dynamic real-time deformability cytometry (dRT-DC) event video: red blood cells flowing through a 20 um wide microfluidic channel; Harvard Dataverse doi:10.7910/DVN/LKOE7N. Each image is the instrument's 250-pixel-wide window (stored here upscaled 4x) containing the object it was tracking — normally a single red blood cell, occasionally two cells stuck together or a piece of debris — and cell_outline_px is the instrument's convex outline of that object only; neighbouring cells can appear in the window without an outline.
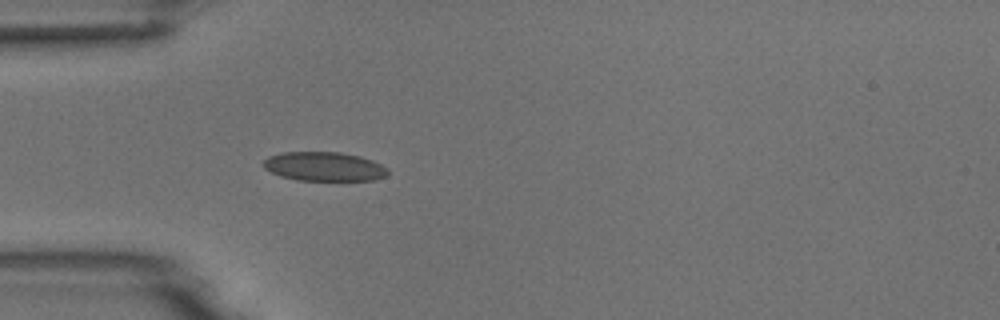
{"species": "common noctule bat (a hibernating species)", "species_latin": "Nyctalus noctula", "temperature_condition": "room temperature", "stored_images_in_passage": 4, "camera_frame_rate_fps": 3000, "um_per_image_px": 0.085, "animal": {"sex": "male", "body_mass_g": 18.8}, "frame": {"image": 1, "passage_image": 4, "time_ms": 4.333, "image_size_px": [1000, 320], "cell_outline_px": [[388, 172], [384, 176], [376, 180], [300, 180], [280, 176], [264, 168], [264, 160], [268, 156], [280, 152], [340, 152], [360, 156], [372, 160], [388, 168]], "centroid_in_image_um": [27.55, 14.14], "position_along_channel_um": 57.5, "area_um2": 21.04}}